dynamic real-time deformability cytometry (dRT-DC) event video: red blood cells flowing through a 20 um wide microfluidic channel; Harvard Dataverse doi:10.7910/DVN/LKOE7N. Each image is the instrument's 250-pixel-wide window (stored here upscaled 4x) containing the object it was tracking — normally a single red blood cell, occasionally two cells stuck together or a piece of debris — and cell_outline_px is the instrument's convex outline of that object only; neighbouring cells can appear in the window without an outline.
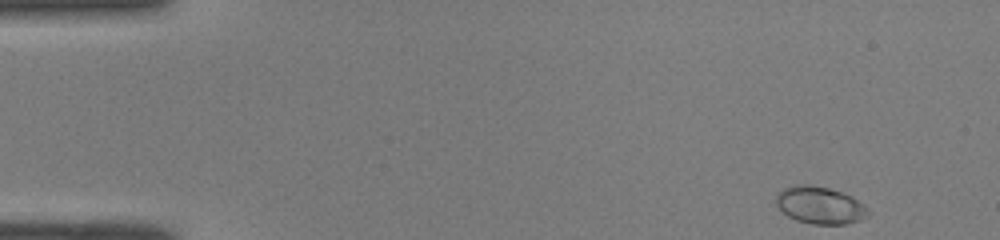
{"species": "common noctule bat (a hibernating species)", "species_latin": "Nyctalus noctula", "temperature_condition": "room temperature", "stored_images_in_passage": 47, "camera_frame_rate_fps": 3000, "um_per_image_px": 0.085, "animal": {"sex": "male", "body_mass_g": 19.0, "forearm_length_mm": 50.8}, "frame": {"image": 1, "passage_image": 1, "time_ms": 0.0, "image_size_px": [1000, 240], "cell_outline_px": [[868, 216], [860, 220], [844, 224], [812, 224], [796, 220], [788, 216], [776, 204], [776, 196], [784, 188], [796, 184], [808, 184], [828, 188], [852, 196], [868, 212]], "centroid_in_image_um": [69.65, 17.44], "position_along_channel_um": 15.3, "area_um2": 19.59}}
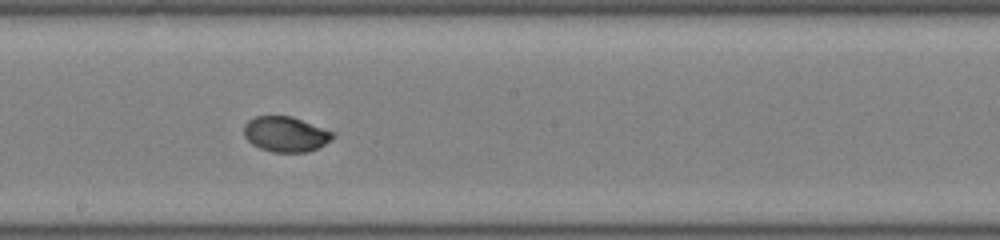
{"frame": {"image": 2, "passage_image": 25, "time_ms": 8.0, "image_size_px": [1000, 240], "cell_outline_px": [[336, 136], [324, 144], [308, 152], [272, 152], [260, 148], [252, 144], [244, 136], [244, 124], [248, 120], [256, 116], [292, 116], [336, 132]], "centroid_in_image_um": [24.29, 11.4], "position_along_channel_um": 223.9, "area_um2": 18.38}}
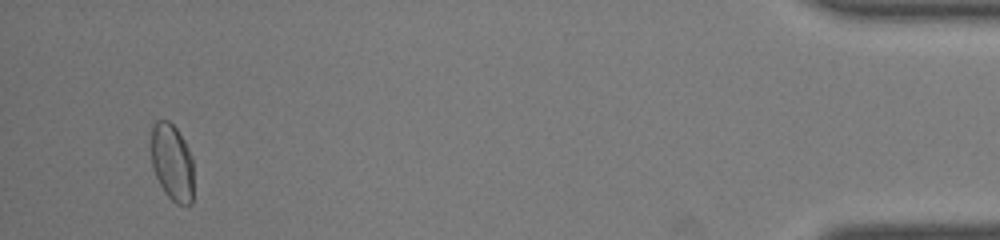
{"frame": {"image": 3, "passage_image": 45, "time_ms": 14.667, "image_size_px": [1000, 240], "cell_outline_px": [[192, 204], [176, 204], [164, 192], [156, 176], [152, 164], [152, 128], [156, 120], [168, 120], [176, 128], [184, 140], [192, 156]], "centroid_in_image_um": [14.63, 13.8], "position_along_channel_um": 420.6, "area_um2": 18.84}, "authors_computed_cell_mechanics": {"area_um2": 18.496, "velocity_mm_per_s": 4.0591, "shape_relaxation_time_tau1_ms": 3.1772, "shape_relaxation_time_tau2_ms": null, "deformation_change_tau1": 0.1309, "deformation_change_tau2": null}}